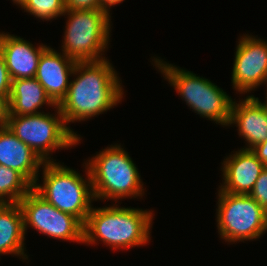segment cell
Returning a JSON list of instances; mask_svg holds the SVG:
<instances>
[{
    "mask_svg": "<svg viewBox=\"0 0 267 266\" xmlns=\"http://www.w3.org/2000/svg\"><path fill=\"white\" fill-rule=\"evenodd\" d=\"M107 58L77 62L67 94L58 108L66 124L81 122L112 109L122 102L124 89Z\"/></svg>",
    "mask_w": 267,
    "mask_h": 266,
    "instance_id": "1",
    "label": "cell"
},
{
    "mask_svg": "<svg viewBox=\"0 0 267 266\" xmlns=\"http://www.w3.org/2000/svg\"><path fill=\"white\" fill-rule=\"evenodd\" d=\"M149 209L119 207L118 204L94 208L84 223L83 244L102 241L113 250L145 246L151 240L153 216Z\"/></svg>",
    "mask_w": 267,
    "mask_h": 266,
    "instance_id": "2",
    "label": "cell"
},
{
    "mask_svg": "<svg viewBox=\"0 0 267 266\" xmlns=\"http://www.w3.org/2000/svg\"><path fill=\"white\" fill-rule=\"evenodd\" d=\"M95 201L144 196L137 166L120 144L110 145L86 162Z\"/></svg>",
    "mask_w": 267,
    "mask_h": 266,
    "instance_id": "3",
    "label": "cell"
},
{
    "mask_svg": "<svg viewBox=\"0 0 267 266\" xmlns=\"http://www.w3.org/2000/svg\"><path fill=\"white\" fill-rule=\"evenodd\" d=\"M153 58L155 67L186 105L200 117L208 118L222 127L228 126L233 103L231 96L205 77L169 64L160 57Z\"/></svg>",
    "mask_w": 267,
    "mask_h": 266,
    "instance_id": "4",
    "label": "cell"
},
{
    "mask_svg": "<svg viewBox=\"0 0 267 266\" xmlns=\"http://www.w3.org/2000/svg\"><path fill=\"white\" fill-rule=\"evenodd\" d=\"M83 166L87 178L75 169L64 166V163L45 162L41 168L43 184H39L37 179L32 189L48 203L62 212L74 215L84 224L95 199L85 161Z\"/></svg>",
    "mask_w": 267,
    "mask_h": 266,
    "instance_id": "5",
    "label": "cell"
},
{
    "mask_svg": "<svg viewBox=\"0 0 267 266\" xmlns=\"http://www.w3.org/2000/svg\"><path fill=\"white\" fill-rule=\"evenodd\" d=\"M65 15L61 51L76 62L105 59L104 52L109 48L111 37V15L96 9H66Z\"/></svg>",
    "mask_w": 267,
    "mask_h": 266,
    "instance_id": "6",
    "label": "cell"
},
{
    "mask_svg": "<svg viewBox=\"0 0 267 266\" xmlns=\"http://www.w3.org/2000/svg\"><path fill=\"white\" fill-rule=\"evenodd\" d=\"M54 110L55 114L42 111L32 115L9 116L6 125L44 162H55L50 154L56 149H68L79 145L82 139L67 126L58 106Z\"/></svg>",
    "mask_w": 267,
    "mask_h": 266,
    "instance_id": "7",
    "label": "cell"
},
{
    "mask_svg": "<svg viewBox=\"0 0 267 266\" xmlns=\"http://www.w3.org/2000/svg\"><path fill=\"white\" fill-rule=\"evenodd\" d=\"M219 236L230 243L259 239L267 231V212L250 196L218 190Z\"/></svg>",
    "mask_w": 267,
    "mask_h": 266,
    "instance_id": "8",
    "label": "cell"
},
{
    "mask_svg": "<svg viewBox=\"0 0 267 266\" xmlns=\"http://www.w3.org/2000/svg\"><path fill=\"white\" fill-rule=\"evenodd\" d=\"M24 232L32 227L53 239L83 243L84 224L74 215L62 212L31 189L20 201Z\"/></svg>",
    "mask_w": 267,
    "mask_h": 266,
    "instance_id": "9",
    "label": "cell"
},
{
    "mask_svg": "<svg viewBox=\"0 0 267 266\" xmlns=\"http://www.w3.org/2000/svg\"><path fill=\"white\" fill-rule=\"evenodd\" d=\"M231 83L239 94L267 84V40L244 34L238 39Z\"/></svg>",
    "mask_w": 267,
    "mask_h": 266,
    "instance_id": "10",
    "label": "cell"
},
{
    "mask_svg": "<svg viewBox=\"0 0 267 266\" xmlns=\"http://www.w3.org/2000/svg\"><path fill=\"white\" fill-rule=\"evenodd\" d=\"M225 157L222 164L223 183L219 190L232 194L249 195L266 167L251 151L242 149Z\"/></svg>",
    "mask_w": 267,
    "mask_h": 266,
    "instance_id": "11",
    "label": "cell"
},
{
    "mask_svg": "<svg viewBox=\"0 0 267 266\" xmlns=\"http://www.w3.org/2000/svg\"><path fill=\"white\" fill-rule=\"evenodd\" d=\"M76 63L63 52H58L50 46L40 56L35 78L56 106L67 94Z\"/></svg>",
    "mask_w": 267,
    "mask_h": 266,
    "instance_id": "12",
    "label": "cell"
},
{
    "mask_svg": "<svg viewBox=\"0 0 267 266\" xmlns=\"http://www.w3.org/2000/svg\"><path fill=\"white\" fill-rule=\"evenodd\" d=\"M234 100L228 126L236 124L235 126L238 127V135L243 137L247 143V146L242 149H251L265 142L267 140V112L259 98L247 95L242 100Z\"/></svg>",
    "mask_w": 267,
    "mask_h": 266,
    "instance_id": "13",
    "label": "cell"
},
{
    "mask_svg": "<svg viewBox=\"0 0 267 266\" xmlns=\"http://www.w3.org/2000/svg\"><path fill=\"white\" fill-rule=\"evenodd\" d=\"M47 47L42 43L35 47L24 38L0 32V51L11 80L35 77L40 56Z\"/></svg>",
    "mask_w": 267,
    "mask_h": 266,
    "instance_id": "14",
    "label": "cell"
},
{
    "mask_svg": "<svg viewBox=\"0 0 267 266\" xmlns=\"http://www.w3.org/2000/svg\"><path fill=\"white\" fill-rule=\"evenodd\" d=\"M45 162L10 129L0 128V164L19 172L32 186Z\"/></svg>",
    "mask_w": 267,
    "mask_h": 266,
    "instance_id": "15",
    "label": "cell"
},
{
    "mask_svg": "<svg viewBox=\"0 0 267 266\" xmlns=\"http://www.w3.org/2000/svg\"><path fill=\"white\" fill-rule=\"evenodd\" d=\"M23 213L19 203L0 204V255L19 256L28 260L25 253Z\"/></svg>",
    "mask_w": 267,
    "mask_h": 266,
    "instance_id": "16",
    "label": "cell"
},
{
    "mask_svg": "<svg viewBox=\"0 0 267 266\" xmlns=\"http://www.w3.org/2000/svg\"><path fill=\"white\" fill-rule=\"evenodd\" d=\"M45 104L56 107L47 96L44 87L35 77L12 80L9 96V116L41 113L38 109Z\"/></svg>",
    "mask_w": 267,
    "mask_h": 266,
    "instance_id": "17",
    "label": "cell"
},
{
    "mask_svg": "<svg viewBox=\"0 0 267 266\" xmlns=\"http://www.w3.org/2000/svg\"><path fill=\"white\" fill-rule=\"evenodd\" d=\"M32 185L16 170L0 164V204L19 203Z\"/></svg>",
    "mask_w": 267,
    "mask_h": 266,
    "instance_id": "18",
    "label": "cell"
},
{
    "mask_svg": "<svg viewBox=\"0 0 267 266\" xmlns=\"http://www.w3.org/2000/svg\"><path fill=\"white\" fill-rule=\"evenodd\" d=\"M21 8L43 21L63 16L66 10L64 0H26Z\"/></svg>",
    "mask_w": 267,
    "mask_h": 266,
    "instance_id": "19",
    "label": "cell"
},
{
    "mask_svg": "<svg viewBox=\"0 0 267 266\" xmlns=\"http://www.w3.org/2000/svg\"><path fill=\"white\" fill-rule=\"evenodd\" d=\"M249 195L267 212V167L258 177Z\"/></svg>",
    "mask_w": 267,
    "mask_h": 266,
    "instance_id": "20",
    "label": "cell"
},
{
    "mask_svg": "<svg viewBox=\"0 0 267 266\" xmlns=\"http://www.w3.org/2000/svg\"><path fill=\"white\" fill-rule=\"evenodd\" d=\"M12 80L10 78L6 62L0 51V94L5 95L8 99L11 93Z\"/></svg>",
    "mask_w": 267,
    "mask_h": 266,
    "instance_id": "21",
    "label": "cell"
},
{
    "mask_svg": "<svg viewBox=\"0 0 267 266\" xmlns=\"http://www.w3.org/2000/svg\"><path fill=\"white\" fill-rule=\"evenodd\" d=\"M65 8L71 10H101V0H64Z\"/></svg>",
    "mask_w": 267,
    "mask_h": 266,
    "instance_id": "22",
    "label": "cell"
},
{
    "mask_svg": "<svg viewBox=\"0 0 267 266\" xmlns=\"http://www.w3.org/2000/svg\"><path fill=\"white\" fill-rule=\"evenodd\" d=\"M9 119V99L0 94V128L7 125Z\"/></svg>",
    "mask_w": 267,
    "mask_h": 266,
    "instance_id": "23",
    "label": "cell"
},
{
    "mask_svg": "<svg viewBox=\"0 0 267 266\" xmlns=\"http://www.w3.org/2000/svg\"><path fill=\"white\" fill-rule=\"evenodd\" d=\"M256 157L267 167V140L251 148Z\"/></svg>",
    "mask_w": 267,
    "mask_h": 266,
    "instance_id": "24",
    "label": "cell"
},
{
    "mask_svg": "<svg viewBox=\"0 0 267 266\" xmlns=\"http://www.w3.org/2000/svg\"><path fill=\"white\" fill-rule=\"evenodd\" d=\"M124 0H101V10L106 11L110 15L111 6L118 5Z\"/></svg>",
    "mask_w": 267,
    "mask_h": 266,
    "instance_id": "25",
    "label": "cell"
},
{
    "mask_svg": "<svg viewBox=\"0 0 267 266\" xmlns=\"http://www.w3.org/2000/svg\"><path fill=\"white\" fill-rule=\"evenodd\" d=\"M12 2L16 5L18 4L17 6L19 7H22L25 4L26 0H12Z\"/></svg>",
    "mask_w": 267,
    "mask_h": 266,
    "instance_id": "26",
    "label": "cell"
},
{
    "mask_svg": "<svg viewBox=\"0 0 267 266\" xmlns=\"http://www.w3.org/2000/svg\"><path fill=\"white\" fill-rule=\"evenodd\" d=\"M266 87H267V85H266ZM267 94V93H266ZM261 104L263 105V107H264V109L266 110V112H267V95H266V101L265 102H261Z\"/></svg>",
    "mask_w": 267,
    "mask_h": 266,
    "instance_id": "27",
    "label": "cell"
}]
</instances>
